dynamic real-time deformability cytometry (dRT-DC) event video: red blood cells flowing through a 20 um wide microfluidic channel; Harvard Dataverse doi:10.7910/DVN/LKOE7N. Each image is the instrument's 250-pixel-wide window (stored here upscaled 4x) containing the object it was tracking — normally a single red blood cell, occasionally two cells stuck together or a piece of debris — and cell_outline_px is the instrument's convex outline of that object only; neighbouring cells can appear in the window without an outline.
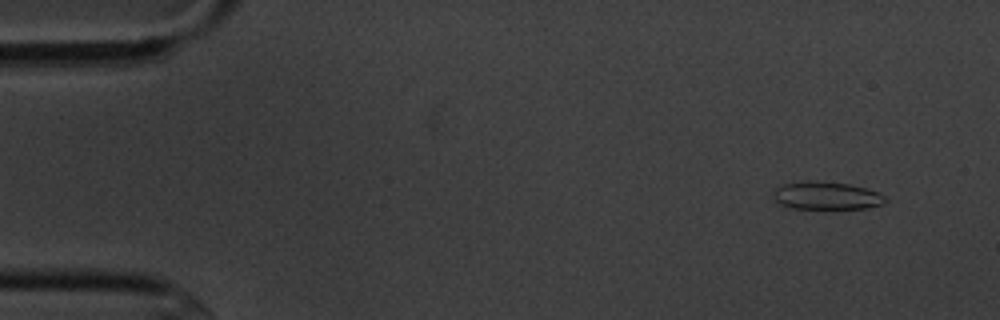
{"species": "common noctule bat (a hibernating species)", "species_latin": "Nyctalus noctula", "temperature_condition": "cold", "stored_images_in_passage": 54, "camera_frame_rate_fps": 3000, "um_per_image_px": 0.085, "animal": {"sex": "male", "body_mass_g": 20.1, "forearm_length_mm": 53.5}, "frame": {"image": 1, "passage_image": 3, "time_ms": 0.667, "image_size_px": [1000, 320], "cell_outline_px": [[888, 200], [884, 204], [868, 208], [792, 208], [776, 204], [772, 196], [772, 192], [776, 188], [784, 184], [812, 180], [816, 180], [848, 184], [864, 188], [876, 192], [884, 196]], "centroid_in_image_um": [70.2, 16.63], "position_along_channel_um": 14.8, "area_um2": 18.21}}
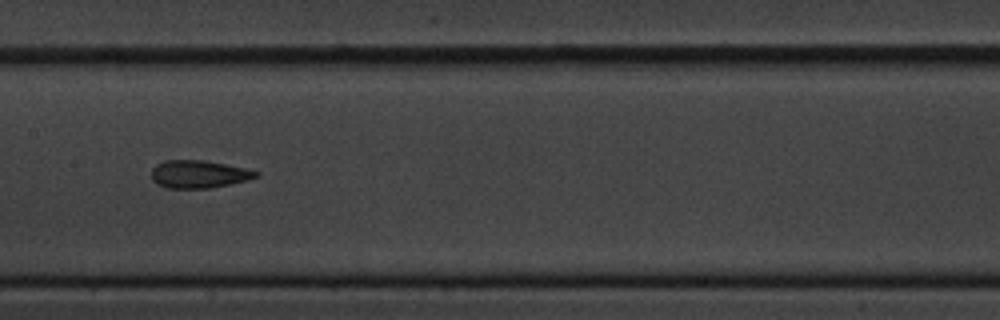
{"frame": {"image": 2, "passage_image": 26, "time_ms": 8.333, "image_size_px": [1000, 320], "cell_outline_px": [[260, 176], [248, 180], [208, 188], [168, 188], [156, 184], [152, 180], [152, 168], [156, 164], [164, 160], [204, 160], [248, 168], [260, 172]], "centroid_in_image_um": [16.91, 14.79], "position_along_channel_um": 190.5, "area_um2": 17.05}}
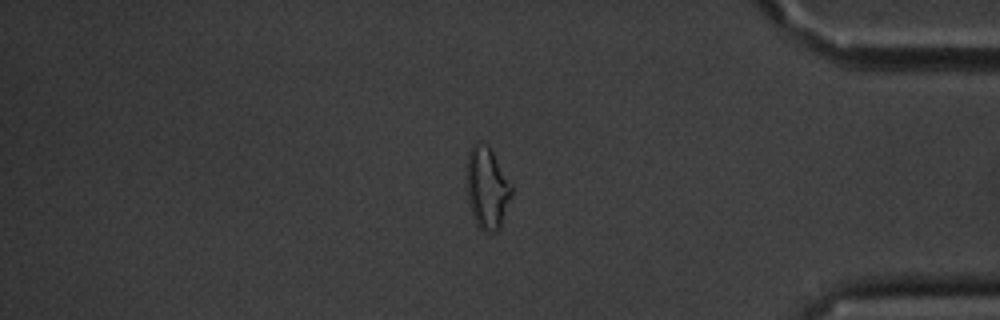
{"frame": {"image": 3, "passage_image": 45, "time_ms": 14.667, "image_size_px": [1000, 320], "cell_outline_px": [[512, 196], [500, 228], [496, 232], [484, 232], [476, 224], [472, 216], [468, 204], [464, 176], [468, 152], [472, 144], [476, 140], [480, 140], [492, 152], [512, 184]], "centroid_in_image_um": [41.35, 15.98], "position_along_channel_um": 393.8, "area_um2": 22.14}, "authors_computed_cell_mechanics": {"area_um2": 17.5712, "velocity_mm_per_s": 3.6312, "shape_relaxation_time_tau1_ms": 8.1871, "shape_relaxation_time_tau2_ms": 2.1454, "deformation_change_tau1": 0.189, "deformation_change_tau2": 0.0944}}